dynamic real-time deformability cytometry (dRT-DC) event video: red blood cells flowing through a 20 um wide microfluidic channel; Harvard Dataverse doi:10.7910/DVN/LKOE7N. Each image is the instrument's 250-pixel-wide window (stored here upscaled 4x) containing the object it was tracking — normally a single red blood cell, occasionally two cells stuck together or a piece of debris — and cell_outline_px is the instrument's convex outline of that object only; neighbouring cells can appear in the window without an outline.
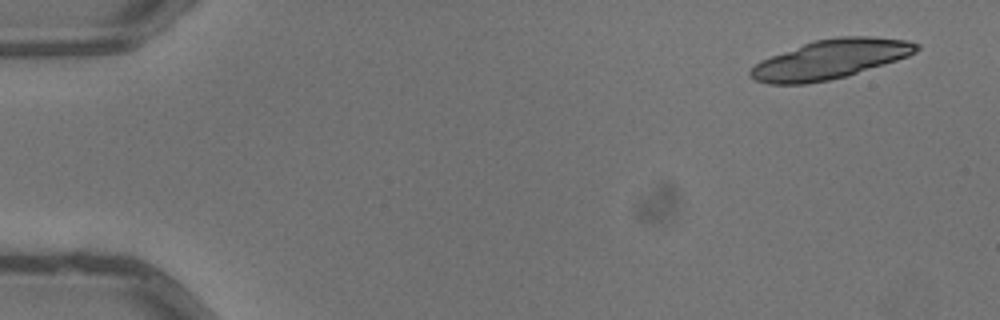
{"species": "common noctule bat (a hibernating species)", "species_latin": "Nyctalus noctula", "temperature_condition": "warm", "stored_images_in_passage": 5, "camera_frame_rate_fps": 3000, "um_per_image_px": 0.085, "animal": {"sex": "male", "body_mass_g": 13.3}, "frame": {"image": 1, "passage_image": 1, "time_ms": 0.0, "image_size_px": [1000, 320], "cell_outline_px": [[920, 48], [916, 52], [908, 56], [848, 76], [808, 84], [768, 84], [756, 80], [748, 76], [748, 72], [760, 60], [804, 44], [816, 40], [836, 36], [872, 36], [908, 40], [920, 44]], "centroid_in_image_um": [70.6, 5.04], "position_along_channel_um": 14.4, "area_um2": 37.92}}